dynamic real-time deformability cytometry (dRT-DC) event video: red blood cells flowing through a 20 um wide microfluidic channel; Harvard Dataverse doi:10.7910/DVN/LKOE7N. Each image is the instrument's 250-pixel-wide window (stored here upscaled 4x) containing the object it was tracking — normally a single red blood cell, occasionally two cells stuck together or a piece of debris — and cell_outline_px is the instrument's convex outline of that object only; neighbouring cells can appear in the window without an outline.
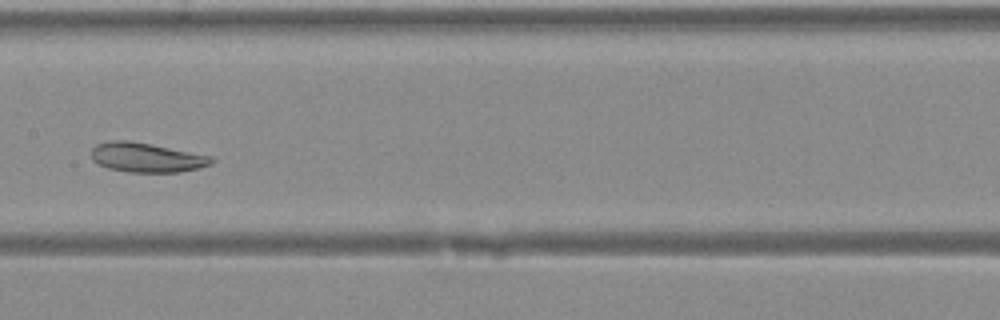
{"species": "Egyptian fruit bat (a non-hibernating species)", "species_latin": "Rousettus aegyptiacus", "temperature_condition": "warm", "stored_images_in_passage": 30, "camera_frame_rate_fps": 3000, "um_per_image_px": 0.085, "animal": {"sex": "female"}, "frame": {"image": 1, "passage_image": 12, "time_ms": 3.667, "image_size_px": [1000, 320], "cell_outline_px": [[216, 160], [212, 164], [180, 172], [128, 172], [108, 168], [92, 160], [92, 148], [96, 144], [108, 140], [128, 140], [212, 156]], "centroid_in_image_um": [12.44, 13.38], "position_along_channel_um": 195.0, "area_um2": 20.52}}
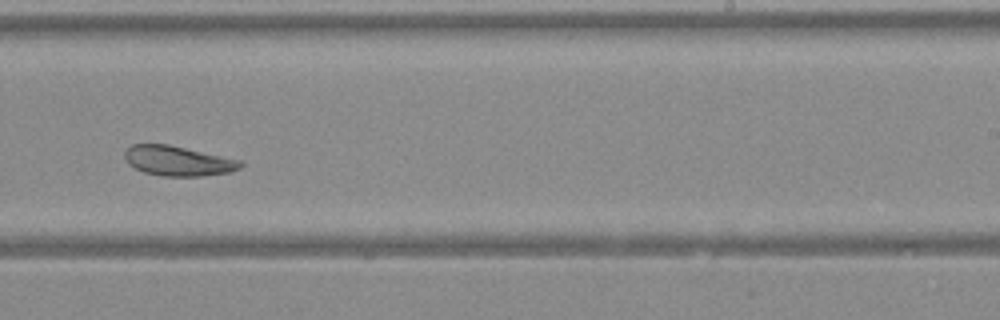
{"frame": {"image": 2, "passage_image": 17, "time_ms": 5.333, "image_size_px": [1000, 320], "cell_outline_px": [[244, 164], [240, 168], [232, 172], [200, 176], [160, 176], [144, 172], [128, 164], [124, 156], [124, 152], [132, 144], [168, 144], [244, 160]], "centroid_in_image_um": [15.18, 13.67], "position_along_channel_um": 273.8, "area_um2": 20.4}}
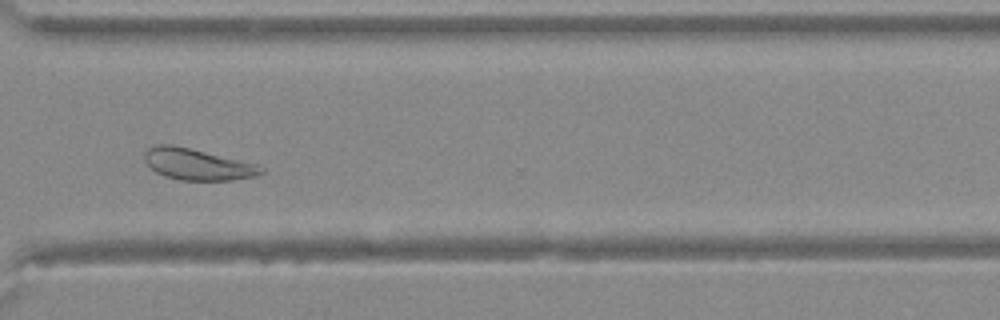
{"frame": {"image": 3, "passage_image": 22, "time_ms": 7.0, "image_size_px": [1000, 320], "cell_outline_px": [[264, 172], [256, 176], [232, 180], [180, 180], [164, 176], [156, 172], [144, 160], [144, 152], [148, 148], [156, 144], [172, 144], [260, 164], [264, 168]], "centroid_in_image_um": [16.8, 13.96], "position_along_channel_um": 353.8, "area_um2": 21.44}}